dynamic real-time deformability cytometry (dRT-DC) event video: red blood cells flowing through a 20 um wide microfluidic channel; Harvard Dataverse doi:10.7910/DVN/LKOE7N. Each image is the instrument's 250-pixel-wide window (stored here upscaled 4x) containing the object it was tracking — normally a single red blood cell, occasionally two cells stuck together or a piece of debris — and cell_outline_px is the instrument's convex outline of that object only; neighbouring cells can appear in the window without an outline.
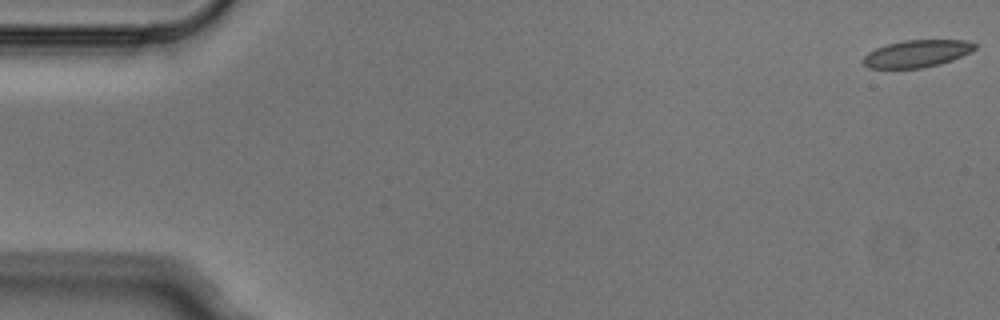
{"species": "Egyptian fruit bat (a non-hibernating species)", "species_latin": "Rousettus aegyptiacus", "temperature_condition": "cold", "stored_images_in_passage": 6, "camera_frame_rate_fps": 3000, "um_per_image_px": 0.085, "animal": {"sex": "male"}, "frame": {"image": 1, "passage_image": 1, "time_ms": 0.0, "image_size_px": [1000, 320], "cell_outline_px": [[976, 48], [972, 52], [952, 60], [940, 64], [920, 68], [868, 68], [864, 64], [864, 56], [868, 52], [876, 48], [888, 44], [904, 40], [968, 40], [976, 44]], "centroid_in_image_um": [77.97, 4.55], "position_along_channel_um": 7.0, "area_um2": 17.69}}
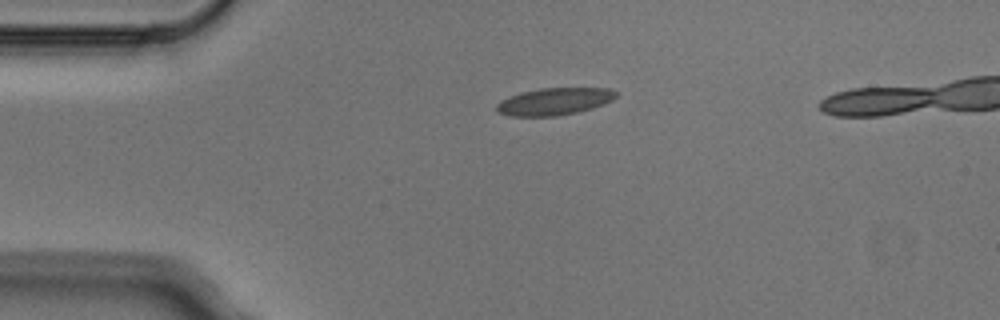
{"frame": {"image": 2, "passage_image": 4, "time_ms": 1.0, "image_size_px": [1000, 320], "cell_outline_px": [[616, 96], [612, 100], [604, 104], [592, 108], [576, 112], [556, 116], [508, 116], [496, 112], [496, 104], [500, 100], [520, 92], [540, 88], [608, 88], [616, 92]], "centroid_in_image_um": [47.07, 8.62], "position_along_channel_um": 37.9, "area_um2": 18.96}}